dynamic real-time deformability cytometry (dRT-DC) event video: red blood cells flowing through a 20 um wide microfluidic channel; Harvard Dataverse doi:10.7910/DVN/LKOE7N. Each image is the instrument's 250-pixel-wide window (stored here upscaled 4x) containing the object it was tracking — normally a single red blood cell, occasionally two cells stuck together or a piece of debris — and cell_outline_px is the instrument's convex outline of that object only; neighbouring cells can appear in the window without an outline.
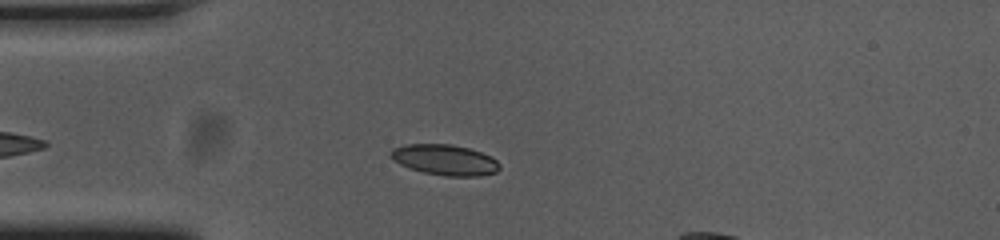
{"species": "common noctule bat (a hibernating species)", "species_latin": "Nyctalus noctula", "temperature_condition": "cold", "stored_images_in_passage": 43, "camera_frame_rate_fps": 3000, "um_per_image_px": 0.085, "animal": {"sex": "female", "body_mass_g": 23.0, "forearm_length_mm": 53.4}, "frame": {"image": 1, "passage_image": 11, "time_ms": 3.333, "image_size_px": [1000, 240], "cell_outline_px": [[500, 168], [496, 172], [480, 176], [444, 176], [424, 172], [408, 168], [400, 164], [392, 156], [392, 148], [408, 144], [452, 144], [468, 148], [492, 156], [500, 164]], "centroid_in_image_um": [37.86, 13.59], "position_along_channel_um": 47.1, "area_um2": 19.31}}
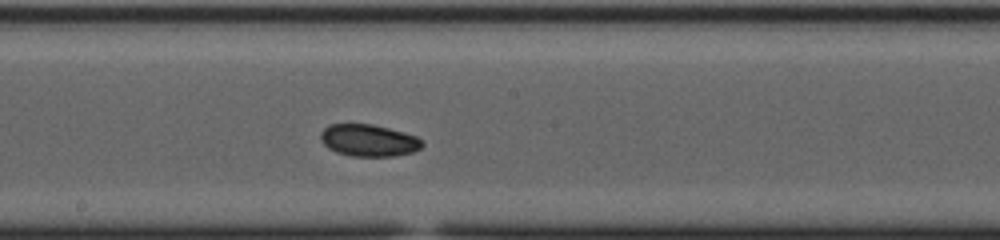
{"frame": {"image": 2, "passage_image": 26, "time_ms": 8.333, "image_size_px": [1000, 240], "cell_outline_px": [[424, 144], [420, 148], [412, 152], [396, 156], [352, 156], [336, 152], [328, 148], [320, 140], [320, 132], [328, 124], [372, 124], [404, 132], [416, 136], [424, 140]], "centroid_in_image_um": [31.34, 11.93], "position_along_channel_um": 216.9, "area_um2": 19.07}}
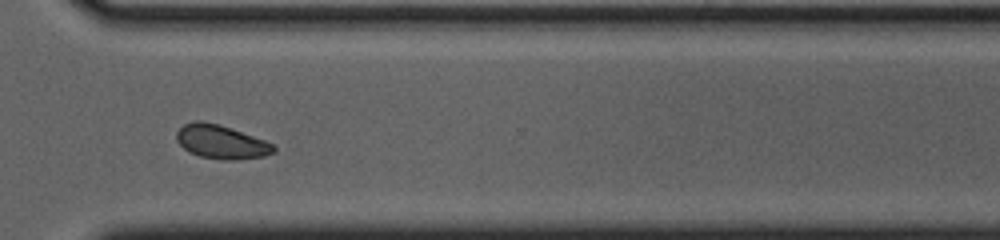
{"frame": {"image": 3, "passage_image": 37, "time_ms": 12.0, "image_size_px": [1000, 240], "cell_outline_px": [[276, 152], [264, 156], [236, 160], [224, 160], [200, 156], [188, 152], [176, 140], [176, 132], [184, 124], [196, 120], [200, 120], [220, 124], [264, 140], [272, 144], [276, 148]], "centroid_in_image_um": [18.79, 12.06], "position_along_channel_um": 351.8, "area_um2": 19.13}, "authors_computed_cell_mechanics": {"area_um2": 19.0162, "velocity_mm_per_s": 3.6771, "shape_relaxation_time_tau1_ms": 3.3618, "shape_relaxation_time_tau2_ms": null, "deformation_change_tau1": 0.057, "deformation_change_tau2": null}}